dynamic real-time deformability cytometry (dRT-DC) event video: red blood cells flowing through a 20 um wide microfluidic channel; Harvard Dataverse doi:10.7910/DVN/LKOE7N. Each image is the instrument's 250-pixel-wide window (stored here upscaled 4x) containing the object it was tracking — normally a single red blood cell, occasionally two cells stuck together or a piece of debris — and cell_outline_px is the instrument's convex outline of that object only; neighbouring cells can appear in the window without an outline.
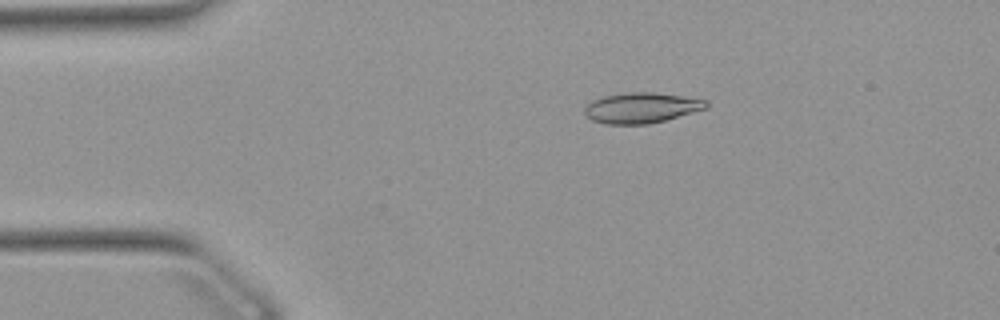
{"species": "Egyptian fruit bat (a non-hibernating species)", "species_latin": "Rousettus aegyptiacus", "temperature_condition": "warm", "stored_images_in_passage": 52, "camera_frame_rate_fps": 3000, "um_per_image_px": 0.085, "animal": {"sex": "female"}, "frame": {"image": 1, "passage_image": 10, "time_ms": 3.0, "image_size_px": [1000, 320], "cell_outline_px": [[708, 108], [664, 120], [648, 124], [604, 124], [592, 120], [584, 112], [584, 108], [592, 100], [604, 96], [628, 92], [652, 92], [684, 96], [708, 100]], "centroid_in_image_um": [54.53, 9.16], "position_along_channel_um": 30.5, "area_um2": 21.56}}
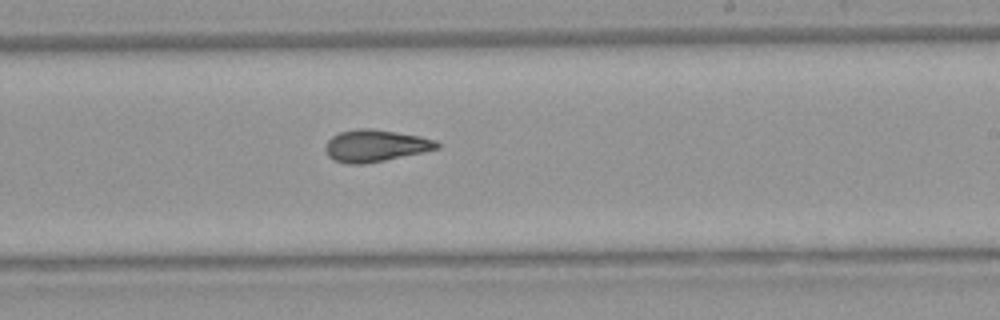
{"frame": {"image": 2, "passage_image": 31, "time_ms": 10.0, "image_size_px": [1000, 320], "cell_outline_px": [[440, 148], [424, 152], [364, 164], [348, 164], [332, 160], [328, 156], [324, 148], [324, 144], [332, 136], [340, 132], [356, 128], [368, 128], [396, 132], [420, 136], [436, 140], [440, 144]], "centroid_in_image_um": [31.88, 12.39], "position_along_channel_um": 257.1, "area_um2": 20.92}}
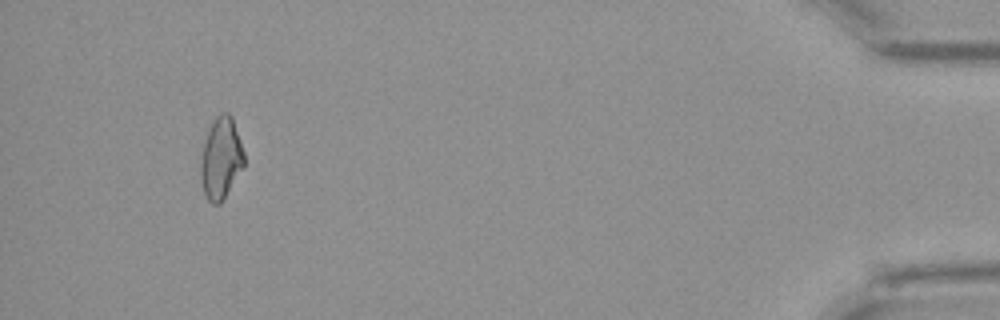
{"frame": {"image": 3, "passage_image": 49, "time_ms": 16.0, "image_size_px": [1000, 320], "cell_outline_px": [[244, 168], [220, 204], [212, 204], [208, 200], [204, 192], [200, 176], [200, 164], [204, 144], [208, 132], [216, 116], [220, 112], [228, 112], [232, 116], [244, 152]], "centroid_in_image_um": [18.8, 13.47], "position_along_channel_um": 416.4, "area_um2": 20.58}, "authors_computed_cell_mechanics": {"area_um2": 20.6924, "velocity_mm_per_s": 3.9081, "shape_relaxation_time_tau1_ms": 10.9605, "shape_relaxation_time_tau2_ms": 2.6975, "deformation_change_tau1": 0.262, "deformation_change_tau2": 0.0922}}